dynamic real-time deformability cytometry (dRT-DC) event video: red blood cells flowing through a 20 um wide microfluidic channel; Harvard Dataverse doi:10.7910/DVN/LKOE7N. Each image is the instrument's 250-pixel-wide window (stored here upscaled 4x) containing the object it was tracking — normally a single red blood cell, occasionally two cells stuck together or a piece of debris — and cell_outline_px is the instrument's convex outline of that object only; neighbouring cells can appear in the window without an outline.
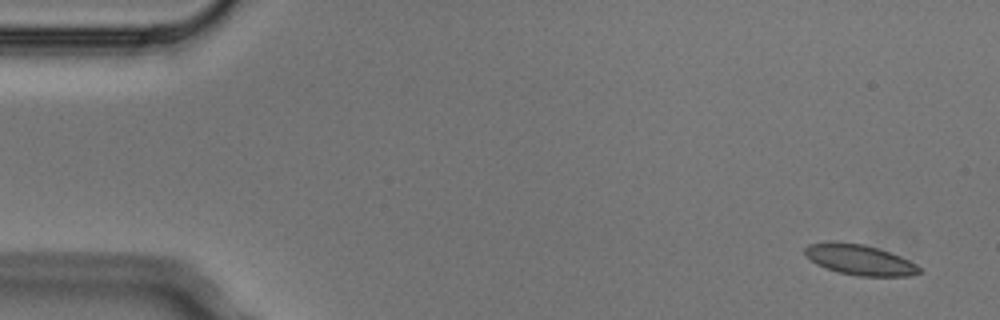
{"species": "Egyptian fruit bat (a non-hibernating species)", "species_latin": "Rousettus aegyptiacus", "temperature_condition": "cold", "stored_images_in_passage": 5, "camera_frame_rate_fps": 3000, "um_per_image_px": 0.085, "animal": {"sex": "male"}, "frame": {"image": 1, "passage_image": 1, "time_ms": 0.0, "image_size_px": [1000, 320], "cell_outline_px": [[924, 272], [912, 276], [856, 276], [840, 272], [816, 264], [804, 252], [804, 248], [808, 244], [828, 240], [832, 240], [864, 244], [900, 256], [916, 264]], "centroid_in_image_um": [73.07, 22.07], "position_along_channel_um": 11.9, "area_um2": 20.4}}
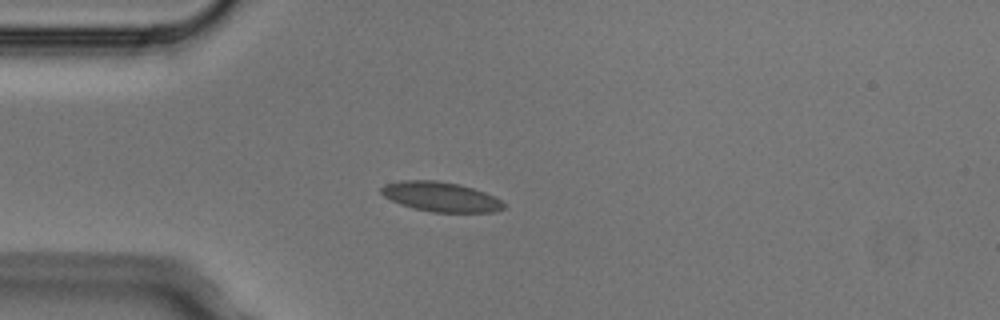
{"frame": {"image": 2, "passage_image": 4, "time_ms": 1.0, "image_size_px": [1000, 320], "cell_outline_px": [[508, 204], [504, 208], [496, 212], [432, 212], [412, 208], [400, 204], [384, 196], [380, 192], [380, 188], [384, 184], [400, 180], [436, 180], [460, 184], [496, 196]], "centroid_in_image_um": [37.49, 16.72], "position_along_channel_um": 47.5, "area_um2": 21.5}}